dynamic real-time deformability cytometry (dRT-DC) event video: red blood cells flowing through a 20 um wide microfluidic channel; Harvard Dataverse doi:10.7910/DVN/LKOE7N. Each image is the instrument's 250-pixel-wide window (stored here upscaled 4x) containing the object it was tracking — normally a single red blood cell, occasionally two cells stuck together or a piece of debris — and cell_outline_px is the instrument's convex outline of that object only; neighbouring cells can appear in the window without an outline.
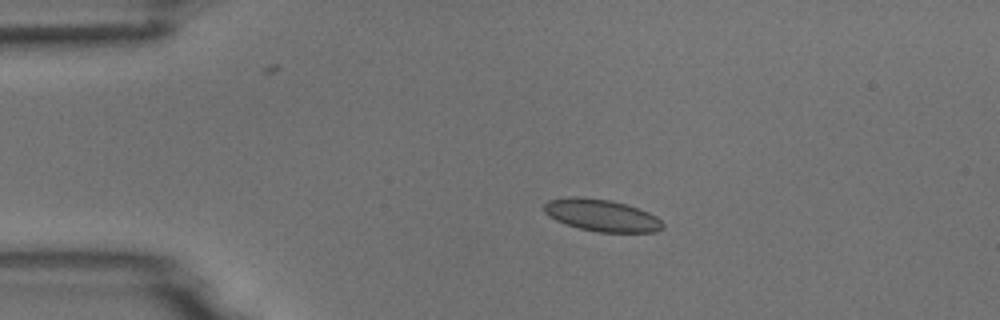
{"species": "common noctule bat (a hibernating species)", "species_latin": "Nyctalus noctula", "temperature_condition": "room temperature", "stored_images_in_passage": 3, "camera_frame_rate_fps": 3000, "um_per_image_px": 0.085, "animal": {"sex": "male", "body_mass_g": 18.8}, "frame": {"image": 1, "passage_image": 2, "time_ms": 1.0, "image_size_px": [1000, 320], "cell_outline_px": [[664, 228], [656, 232], [600, 232], [580, 228], [564, 224], [548, 216], [544, 212], [544, 204], [548, 200], [568, 196], [580, 196], [612, 200], [648, 212], [656, 216], [664, 224]], "centroid_in_image_um": [51.11, 18.29], "position_along_channel_um": 33.9, "area_um2": 22.25}}